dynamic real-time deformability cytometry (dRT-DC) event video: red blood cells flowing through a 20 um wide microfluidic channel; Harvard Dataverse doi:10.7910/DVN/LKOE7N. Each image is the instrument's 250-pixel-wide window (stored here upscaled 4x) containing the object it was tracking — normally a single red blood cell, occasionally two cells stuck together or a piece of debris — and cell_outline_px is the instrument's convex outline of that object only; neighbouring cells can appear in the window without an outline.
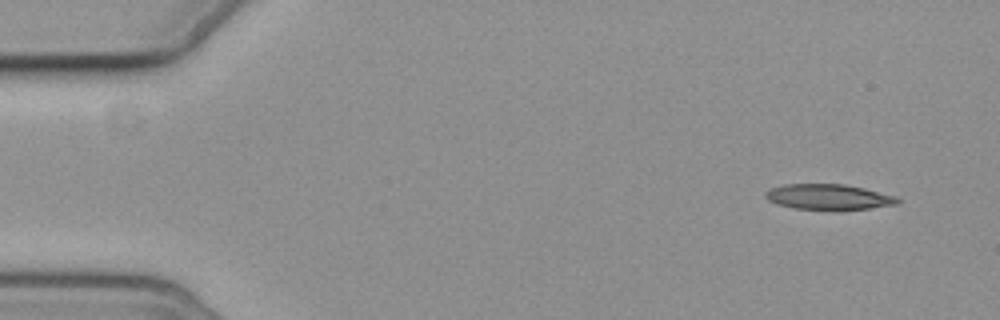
{"species": "common noctule bat (a hibernating species)", "species_latin": "Nyctalus noctula", "temperature_condition": "cold", "stored_images_in_passage": 3, "segment_of_instrument_passage": [2, 2], "camera_frame_rate_fps": 3000, "um_per_image_px": 0.085, "animal": {"sex": "female", "body_mass_g": 19.3, "forearm_length_mm": 54.1}, "frame": {"image": 1, "passage_image": 3, "time_ms": 5.333, "image_size_px": [1000, 320], "cell_outline_px": [[904, 200], [900, 204], [868, 208], [832, 212], [796, 208], [780, 204], [768, 200], [764, 196], [764, 192], [772, 188], [784, 184], [844, 184], [864, 188], [896, 196]], "centroid_in_image_um": [70.49, 16.76], "position_along_channel_um": 14.5, "area_um2": 20.17}}